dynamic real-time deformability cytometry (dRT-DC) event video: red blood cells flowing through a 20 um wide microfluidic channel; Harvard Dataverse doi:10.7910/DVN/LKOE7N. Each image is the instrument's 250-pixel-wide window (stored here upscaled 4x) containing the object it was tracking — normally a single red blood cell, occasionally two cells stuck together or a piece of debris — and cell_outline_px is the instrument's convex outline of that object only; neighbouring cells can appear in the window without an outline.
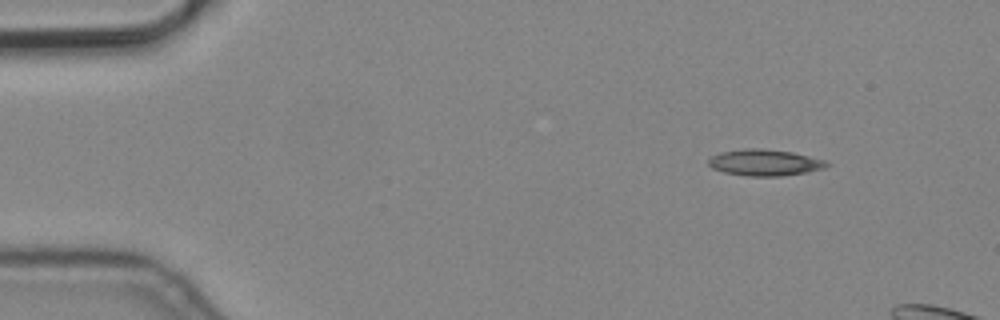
{"species": "common noctule bat (a hibernating species)", "species_latin": "Nyctalus noctula", "temperature_condition": "cold", "stored_images_in_passage": 4, "camera_frame_rate_fps": 3000, "um_per_image_px": 0.085, "animal": {"sex": "male", "body_mass_g": 19.2, "forearm_length_mm": 51.8}, "frame": {"image": 1, "passage_image": 1, "time_ms": 0.0, "image_size_px": [1000, 320], "cell_outline_px": [[832, 164], [824, 168], [808, 172], [780, 176], [748, 176], [724, 172], [712, 168], [708, 164], [708, 160], [712, 156], [720, 152], [744, 148], [764, 148], [792, 152], [824, 160]], "centroid_in_image_um": [65.0, 13.81], "position_along_channel_um": 20.0, "area_um2": 18.21}}